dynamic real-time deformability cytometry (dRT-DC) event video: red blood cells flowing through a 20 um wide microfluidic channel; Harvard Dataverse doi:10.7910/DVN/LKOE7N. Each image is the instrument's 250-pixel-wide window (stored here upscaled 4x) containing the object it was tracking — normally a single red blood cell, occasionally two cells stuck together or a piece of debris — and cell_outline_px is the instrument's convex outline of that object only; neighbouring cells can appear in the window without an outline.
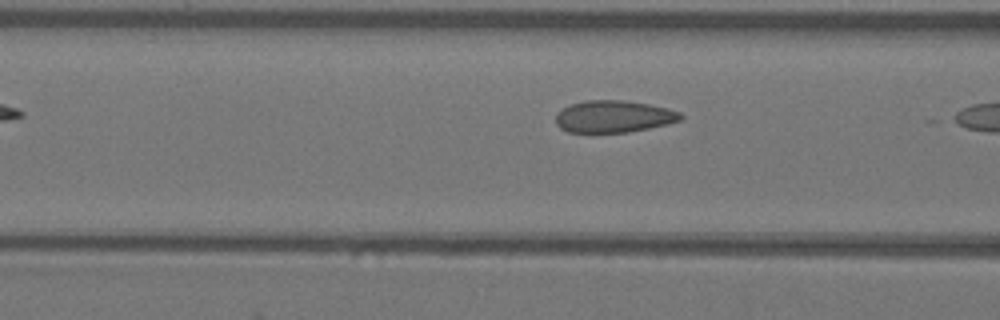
{"species": "Egyptian fruit bat (a non-hibernating species)", "species_latin": "Rousettus aegyptiacus", "temperature_condition": "warm", "stored_images_in_passage": 9, "camera_frame_rate_fps": 3000, "um_per_image_px": 0.085, "animal": {"sex": "female"}, "frame": {"image": 1, "passage_image": 8, "time_ms": 2.333, "image_size_px": [1000, 320], "cell_outline_px": [[684, 116], [680, 120], [668, 124], [628, 132], [568, 132], [560, 128], [556, 124], [556, 112], [572, 104], [584, 100], [624, 100], [648, 104], [668, 108], [680, 112]], "centroid_in_image_um": [52.16, 9.9], "position_along_channel_um": 114.4, "area_um2": 23.29}}